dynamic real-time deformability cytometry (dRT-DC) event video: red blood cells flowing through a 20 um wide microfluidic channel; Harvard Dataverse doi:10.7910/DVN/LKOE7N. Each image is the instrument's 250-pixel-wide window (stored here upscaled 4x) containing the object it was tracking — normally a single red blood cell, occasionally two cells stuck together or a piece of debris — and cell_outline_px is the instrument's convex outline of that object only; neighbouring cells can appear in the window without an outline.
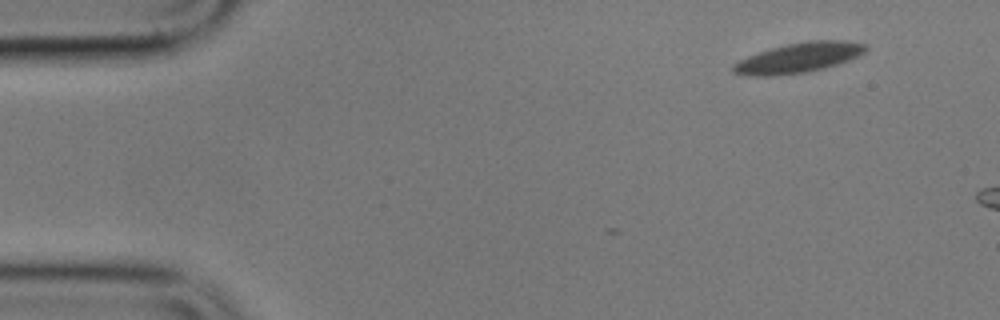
{"species": "common noctule bat (a hibernating species)", "species_latin": "Nyctalus noctula", "temperature_condition": "cold", "stored_images_in_passage": 3, "camera_frame_rate_fps": 3000, "um_per_image_px": 0.085, "animal": {"sex": "male", "body_mass_g": 17.9}, "frame": {"image": 1, "passage_image": 1, "time_ms": 0.0, "image_size_px": [1000, 320], "cell_outline_px": [[868, 48], [864, 52], [848, 60], [824, 68], [804, 72], [768, 76], [748, 76], [732, 72], [732, 64], [748, 56], [772, 48], [788, 44], [808, 40], [844, 40], [868, 44]], "centroid_in_image_um": [67.88, 4.9], "position_along_channel_um": 17.1, "area_um2": 22.89}}